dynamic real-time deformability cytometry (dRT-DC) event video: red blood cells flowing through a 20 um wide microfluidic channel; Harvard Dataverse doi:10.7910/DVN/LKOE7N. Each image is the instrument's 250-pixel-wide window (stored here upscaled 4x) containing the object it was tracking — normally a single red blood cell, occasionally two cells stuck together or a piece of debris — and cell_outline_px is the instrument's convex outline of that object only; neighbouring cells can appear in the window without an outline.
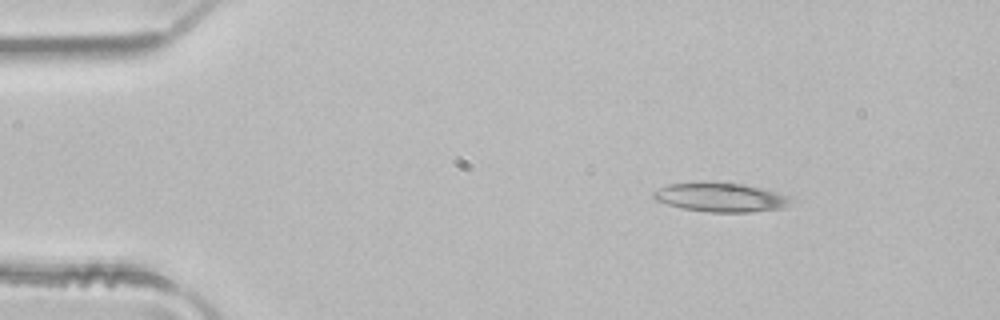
{"species": "common noctule bat (a hibernating species)", "species_latin": "Nyctalus noctula", "temperature_condition": "room temperature", "stored_images_in_passage": 3, "camera_frame_rate_fps": 3000, "um_per_image_px": 0.085, "animal": {"sex": "male", "body_mass_g": 21.5, "forearm_length_mm": 52.0}, "frame": {"image": 1, "passage_image": 1, "time_ms": 0.0, "image_size_px": [1000, 320], "cell_outline_px": [[800, 200], [784, 208], [752, 212], [708, 212], [680, 208], [656, 200], [652, 196], [652, 192], [668, 184], [740, 184], [760, 188], [792, 196]], "centroid_in_image_um": [61.39, 16.82], "position_along_channel_um": 23.6, "area_um2": 22.95}}
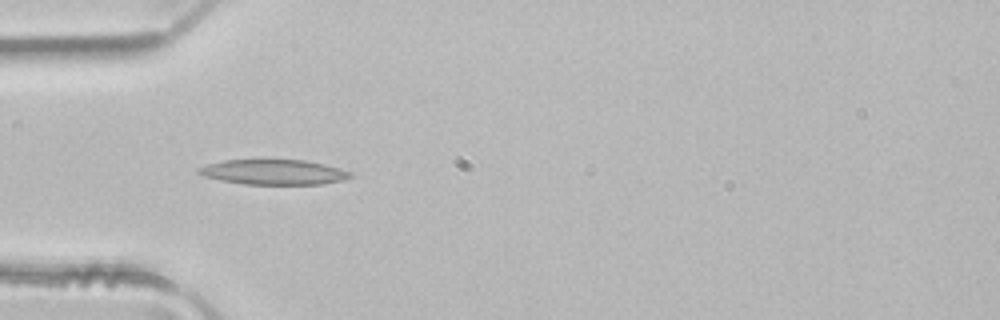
{"frame": {"image": 2, "passage_image": 3, "time_ms": 0.667, "image_size_px": [1000, 320], "cell_outline_px": [[356, 176], [344, 180], [320, 184], [244, 184], [220, 180], [204, 176], [196, 172], [196, 168], [208, 164], [224, 160], [304, 160], [324, 164], [352, 172]], "centroid_in_image_um": [23.28, 14.63], "position_along_channel_um": 61.7, "area_um2": 22.2}}